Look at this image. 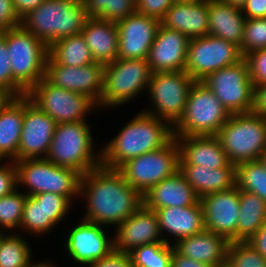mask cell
I'll return each instance as SVG.
<instances>
[{"instance_id": "cell-34", "label": "cell", "mask_w": 266, "mask_h": 267, "mask_svg": "<svg viewBox=\"0 0 266 267\" xmlns=\"http://www.w3.org/2000/svg\"><path fill=\"white\" fill-rule=\"evenodd\" d=\"M235 185L266 201V167L259 160L239 163L235 166Z\"/></svg>"}, {"instance_id": "cell-57", "label": "cell", "mask_w": 266, "mask_h": 267, "mask_svg": "<svg viewBox=\"0 0 266 267\" xmlns=\"http://www.w3.org/2000/svg\"><path fill=\"white\" fill-rule=\"evenodd\" d=\"M174 3H191V2H197L200 0H173Z\"/></svg>"}, {"instance_id": "cell-37", "label": "cell", "mask_w": 266, "mask_h": 267, "mask_svg": "<svg viewBox=\"0 0 266 267\" xmlns=\"http://www.w3.org/2000/svg\"><path fill=\"white\" fill-rule=\"evenodd\" d=\"M55 226L56 224L53 221H45L42 200H35L32 196H27L22 212L20 230L41 237V235L51 232L52 229L56 228Z\"/></svg>"}, {"instance_id": "cell-40", "label": "cell", "mask_w": 266, "mask_h": 267, "mask_svg": "<svg viewBox=\"0 0 266 267\" xmlns=\"http://www.w3.org/2000/svg\"><path fill=\"white\" fill-rule=\"evenodd\" d=\"M227 258L234 267H266V258L249 241L230 242Z\"/></svg>"}, {"instance_id": "cell-59", "label": "cell", "mask_w": 266, "mask_h": 267, "mask_svg": "<svg viewBox=\"0 0 266 267\" xmlns=\"http://www.w3.org/2000/svg\"><path fill=\"white\" fill-rule=\"evenodd\" d=\"M4 234L3 230L0 229V237Z\"/></svg>"}, {"instance_id": "cell-32", "label": "cell", "mask_w": 266, "mask_h": 267, "mask_svg": "<svg viewBox=\"0 0 266 267\" xmlns=\"http://www.w3.org/2000/svg\"><path fill=\"white\" fill-rule=\"evenodd\" d=\"M49 56L57 64L71 67L86 66L95 62L81 33L61 38L51 44Z\"/></svg>"}, {"instance_id": "cell-38", "label": "cell", "mask_w": 266, "mask_h": 267, "mask_svg": "<svg viewBox=\"0 0 266 267\" xmlns=\"http://www.w3.org/2000/svg\"><path fill=\"white\" fill-rule=\"evenodd\" d=\"M18 190L0 198V229L4 228L3 231L20 229L27 195Z\"/></svg>"}, {"instance_id": "cell-5", "label": "cell", "mask_w": 266, "mask_h": 267, "mask_svg": "<svg viewBox=\"0 0 266 267\" xmlns=\"http://www.w3.org/2000/svg\"><path fill=\"white\" fill-rule=\"evenodd\" d=\"M231 114L201 81L189 90L185 110L173 126L174 137L217 136Z\"/></svg>"}, {"instance_id": "cell-19", "label": "cell", "mask_w": 266, "mask_h": 267, "mask_svg": "<svg viewBox=\"0 0 266 267\" xmlns=\"http://www.w3.org/2000/svg\"><path fill=\"white\" fill-rule=\"evenodd\" d=\"M114 250L129 254L143 245L165 242L172 245L168 235L162 237L157 214L154 210L142 206L115 228Z\"/></svg>"}, {"instance_id": "cell-15", "label": "cell", "mask_w": 266, "mask_h": 267, "mask_svg": "<svg viewBox=\"0 0 266 267\" xmlns=\"http://www.w3.org/2000/svg\"><path fill=\"white\" fill-rule=\"evenodd\" d=\"M105 64L94 62L86 66L71 67L57 64L48 56L44 78L52 85L87 95L100 109L104 87Z\"/></svg>"}, {"instance_id": "cell-20", "label": "cell", "mask_w": 266, "mask_h": 267, "mask_svg": "<svg viewBox=\"0 0 266 267\" xmlns=\"http://www.w3.org/2000/svg\"><path fill=\"white\" fill-rule=\"evenodd\" d=\"M116 24L118 59H147L161 21L135 12Z\"/></svg>"}, {"instance_id": "cell-22", "label": "cell", "mask_w": 266, "mask_h": 267, "mask_svg": "<svg viewBox=\"0 0 266 267\" xmlns=\"http://www.w3.org/2000/svg\"><path fill=\"white\" fill-rule=\"evenodd\" d=\"M175 139L180 151L179 165L218 169L230 163L217 136H181Z\"/></svg>"}, {"instance_id": "cell-23", "label": "cell", "mask_w": 266, "mask_h": 267, "mask_svg": "<svg viewBox=\"0 0 266 267\" xmlns=\"http://www.w3.org/2000/svg\"><path fill=\"white\" fill-rule=\"evenodd\" d=\"M200 199L178 170L151 187L143 195V205L151 210L168 207H186L195 205Z\"/></svg>"}, {"instance_id": "cell-47", "label": "cell", "mask_w": 266, "mask_h": 267, "mask_svg": "<svg viewBox=\"0 0 266 267\" xmlns=\"http://www.w3.org/2000/svg\"><path fill=\"white\" fill-rule=\"evenodd\" d=\"M88 267H134L130 256L113 250L104 259L98 260Z\"/></svg>"}, {"instance_id": "cell-35", "label": "cell", "mask_w": 266, "mask_h": 267, "mask_svg": "<svg viewBox=\"0 0 266 267\" xmlns=\"http://www.w3.org/2000/svg\"><path fill=\"white\" fill-rule=\"evenodd\" d=\"M86 15L117 23L136 12L134 0H82Z\"/></svg>"}, {"instance_id": "cell-4", "label": "cell", "mask_w": 266, "mask_h": 267, "mask_svg": "<svg viewBox=\"0 0 266 267\" xmlns=\"http://www.w3.org/2000/svg\"><path fill=\"white\" fill-rule=\"evenodd\" d=\"M88 122L57 124L45 159L57 166L76 170L81 176L101 166V149L94 151Z\"/></svg>"}, {"instance_id": "cell-49", "label": "cell", "mask_w": 266, "mask_h": 267, "mask_svg": "<svg viewBox=\"0 0 266 267\" xmlns=\"http://www.w3.org/2000/svg\"><path fill=\"white\" fill-rule=\"evenodd\" d=\"M171 267H214L204 262H199L194 259H190L180 254L172 245V259Z\"/></svg>"}, {"instance_id": "cell-7", "label": "cell", "mask_w": 266, "mask_h": 267, "mask_svg": "<svg viewBox=\"0 0 266 267\" xmlns=\"http://www.w3.org/2000/svg\"><path fill=\"white\" fill-rule=\"evenodd\" d=\"M14 162L18 186L28 190L24 192L27 196L51 192L66 196L71 202L79 198L81 175L76 170L57 166L45 158Z\"/></svg>"}, {"instance_id": "cell-21", "label": "cell", "mask_w": 266, "mask_h": 267, "mask_svg": "<svg viewBox=\"0 0 266 267\" xmlns=\"http://www.w3.org/2000/svg\"><path fill=\"white\" fill-rule=\"evenodd\" d=\"M190 39L160 25L147 57L152 73L183 71Z\"/></svg>"}, {"instance_id": "cell-26", "label": "cell", "mask_w": 266, "mask_h": 267, "mask_svg": "<svg viewBox=\"0 0 266 267\" xmlns=\"http://www.w3.org/2000/svg\"><path fill=\"white\" fill-rule=\"evenodd\" d=\"M208 18V34L235 44L241 51L246 20L242 9L222 0H208Z\"/></svg>"}, {"instance_id": "cell-13", "label": "cell", "mask_w": 266, "mask_h": 267, "mask_svg": "<svg viewBox=\"0 0 266 267\" xmlns=\"http://www.w3.org/2000/svg\"><path fill=\"white\" fill-rule=\"evenodd\" d=\"M41 111L57 124L88 122L87 113L98 105L87 95L69 91L41 79L26 95Z\"/></svg>"}, {"instance_id": "cell-28", "label": "cell", "mask_w": 266, "mask_h": 267, "mask_svg": "<svg viewBox=\"0 0 266 267\" xmlns=\"http://www.w3.org/2000/svg\"><path fill=\"white\" fill-rule=\"evenodd\" d=\"M230 242L223 236L204 230L183 238L173 246L182 255L215 266L227 259Z\"/></svg>"}, {"instance_id": "cell-18", "label": "cell", "mask_w": 266, "mask_h": 267, "mask_svg": "<svg viewBox=\"0 0 266 267\" xmlns=\"http://www.w3.org/2000/svg\"><path fill=\"white\" fill-rule=\"evenodd\" d=\"M203 207L204 228L225 237L229 242H237L239 217V189L211 193L200 199Z\"/></svg>"}, {"instance_id": "cell-46", "label": "cell", "mask_w": 266, "mask_h": 267, "mask_svg": "<svg viewBox=\"0 0 266 267\" xmlns=\"http://www.w3.org/2000/svg\"><path fill=\"white\" fill-rule=\"evenodd\" d=\"M22 19L18 16L12 0H0V32L18 27Z\"/></svg>"}, {"instance_id": "cell-50", "label": "cell", "mask_w": 266, "mask_h": 267, "mask_svg": "<svg viewBox=\"0 0 266 267\" xmlns=\"http://www.w3.org/2000/svg\"><path fill=\"white\" fill-rule=\"evenodd\" d=\"M253 112L266 118V83L255 86Z\"/></svg>"}, {"instance_id": "cell-8", "label": "cell", "mask_w": 266, "mask_h": 267, "mask_svg": "<svg viewBox=\"0 0 266 267\" xmlns=\"http://www.w3.org/2000/svg\"><path fill=\"white\" fill-rule=\"evenodd\" d=\"M6 42L12 76L28 93L44 78L49 46L21 25L6 31Z\"/></svg>"}, {"instance_id": "cell-56", "label": "cell", "mask_w": 266, "mask_h": 267, "mask_svg": "<svg viewBox=\"0 0 266 267\" xmlns=\"http://www.w3.org/2000/svg\"><path fill=\"white\" fill-rule=\"evenodd\" d=\"M214 267H234L233 264L229 261V259H225L224 261L216 264Z\"/></svg>"}, {"instance_id": "cell-27", "label": "cell", "mask_w": 266, "mask_h": 267, "mask_svg": "<svg viewBox=\"0 0 266 267\" xmlns=\"http://www.w3.org/2000/svg\"><path fill=\"white\" fill-rule=\"evenodd\" d=\"M81 34L95 62L108 64L118 58V27L95 17H88Z\"/></svg>"}, {"instance_id": "cell-17", "label": "cell", "mask_w": 266, "mask_h": 267, "mask_svg": "<svg viewBox=\"0 0 266 267\" xmlns=\"http://www.w3.org/2000/svg\"><path fill=\"white\" fill-rule=\"evenodd\" d=\"M57 123L24 96V118L18 160L45 158Z\"/></svg>"}, {"instance_id": "cell-14", "label": "cell", "mask_w": 266, "mask_h": 267, "mask_svg": "<svg viewBox=\"0 0 266 267\" xmlns=\"http://www.w3.org/2000/svg\"><path fill=\"white\" fill-rule=\"evenodd\" d=\"M243 58L238 46L208 34L190 39L185 71L195 81H202L210 73L236 64Z\"/></svg>"}, {"instance_id": "cell-31", "label": "cell", "mask_w": 266, "mask_h": 267, "mask_svg": "<svg viewBox=\"0 0 266 267\" xmlns=\"http://www.w3.org/2000/svg\"><path fill=\"white\" fill-rule=\"evenodd\" d=\"M237 242H247L266 222V201L259 196L239 190Z\"/></svg>"}, {"instance_id": "cell-54", "label": "cell", "mask_w": 266, "mask_h": 267, "mask_svg": "<svg viewBox=\"0 0 266 267\" xmlns=\"http://www.w3.org/2000/svg\"><path fill=\"white\" fill-rule=\"evenodd\" d=\"M222 1H224L227 4H231L233 6L241 8L246 3L247 0H222Z\"/></svg>"}, {"instance_id": "cell-9", "label": "cell", "mask_w": 266, "mask_h": 267, "mask_svg": "<svg viewBox=\"0 0 266 267\" xmlns=\"http://www.w3.org/2000/svg\"><path fill=\"white\" fill-rule=\"evenodd\" d=\"M151 75L147 59L117 58L106 64L100 107L114 108L135 99L148 89Z\"/></svg>"}, {"instance_id": "cell-3", "label": "cell", "mask_w": 266, "mask_h": 267, "mask_svg": "<svg viewBox=\"0 0 266 267\" xmlns=\"http://www.w3.org/2000/svg\"><path fill=\"white\" fill-rule=\"evenodd\" d=\"M87 18L82 1L46 0L22 18L21 26L50 46L80 34Z\"/></svg>"}, {"instance_id": "cell-42", "label": "cell", "mask_w": 266, "mask_h": 267, "mask_svg": "<svg viewBox=\"0 0 266 267\" xmlns=\"http://www.w3.org/2000/svg\"><path fill=\"white\" fill-rule=\"evenodd\" d=\"M35 200H42L43 210L45 211V221H53L59 224L72 208V202L63 195L45 192L32 195Z\"/></svg>"}, {"instance_id": "cell-6", "label": "cell", "mask_w": 266, "mask_h": 267, "mask_svg": "<svg viewBox=\"0 0 266 267\" xmlns=\"http://www.w3.org/2000/svg\"><path fill=\"white\" fill-rule=\"evenodd\" d=\"M217 137L235 166L259 160L266 150V118L252 112L231 114Z\"/></svg>"}, {"instance_id": "cell-48", "label": "cell", "mask_w": 266, "mask_h": 267, "mask_svg": "<svg viewBox=\"0 0 266 267\" xmlns=\"http://www.w3.org/2000/svg\"><path fill=\"white\" fill-rule=\"evenodd\" d=\"M241 9L246 19L266 18V0H247Z\"/></svg>"}, {"instance_id": "cell-10", "label": "cell", "mask_w": 266, "mask_h": 267, "mask_svg": "<svg viewBox=\"0 0 266 267\" xmlns=\"http://www.w3.org/2000/svg\"><path fill=\"white\" fill-rule=\"evenodd\" d=\"M179 159V145L173 137L165 146L129 159L117 170L143 196L151 187L179 170Z\"/></svg>"}, {"instance_id": "cell-11", "label": "cell", "mask_w": 266, "mask_h": 267, "mask_svg": "<svg viewBox=\"0 0 266 267\" xmlns=\"http://www.w3.org/2000/svg\"><path fill=\"white\" fill-rule=\"evenodd\" d=\"M194 83L195 80L185 70L152 73L147 93L153 106L141 111L173 127L184 113L187 96Z\"/></svg>"}, {"instance_id": "cell-43", "label": "cell", "mask_w": 266, "mask_h": 267, "mask_svg": "<svg viewBox=\"0 0 266 267\" xmlns=\"http://www.w3.org/2000/svg\"><path fill=\"white\" fill-rule=\"evenodd\" d=\"M249 65L254 86L266 83V49L257 50L244 57Z\"/></svg>"}, {"instance_id": "cell-58", "label": "cell", "mask_w": 266, "mask_h": 267, "mask_svg": "<svg viewBox=\"0 0 266 267\" xmlns=\"http://www.w3.org/2000/svg\"><path fill=\"white\" fill-rule=\"evenodd\" d=\"M260 160L263 162V164L266 167V150L262 153Z\"/></svg>"}, {"instance_id": "cell-53", "label": "cell", "mask_w": 266, "mask_h": 267, "mask_svg": "<svg viewBox=\"0 0 266 267\" xmlns=\"http://www.w3.org/2000/svg\"><path fill=\"white\" fill-rule=\"evenodd\" d=\"M6 91L0 89V109L5 105V103L11 98Z\"/></svg>"}, {"instance_id": "cell-30", "label": "cell", "mask_w": 266, "mask_h": 267, "mask_svg": "<svg viewBox=\"0 0 266 267\" xmlns=\"http://www.w3.org/2000/svg\"><path fill=\"white\" fill-rule=\"evenodd\" d=\"M24 118V96L11 97L0 109V161L18 160Z\"/></svg>"}, {"instance_id": "cell-55", "label": "cell", "mask_w": 266, "mask_h": 267, "mask_svg": "<svg viewBox=\"0 0 266 267\" xmlns=\"http://www.w3.org/2000/svg\"><path fill=\"white\" fill-rule=\"evenodd\" d=\"M32 267H56L55 264H52L51 262L42 261L39 263H35Z\"/></svg>"}, {"instance_id": "cell-51", "label": "cell", "mask_w": 266, "mask_h": 267, "mask_svg": "<svg viewBox=\"0 0 266 267\" xmlns=\"http://www.w3.org/2000/svg\"><path fill=\"white\" fill-rule=\"evenodd\" d=\"M18 16L22 19L46 0H12Z\"/></svg>"}, {"instance_id": "cell-52", "label": "cell", "mask_w": 266, "mask_h": 267, "mask_svg": "<svg viewBox=\"0 0 266 267\" xmlns=\"http://www.w3.org/2000/svg\"><path fill=\"white\" fill-rule=\"evenodd\" d=\"M249 242L266 258V222L259 228Z\"/></svg>"}, {"instance_id": "cell-16", "label": "cell", "mask_w": 266, "mask_h": 267, "mask_svg": "<svg viewBox=\"0 0 266 267\" xmlns=\"http://www.w3.org/2000/svg\"><path fill=\"white\" fill-rule=\"evenodd\" d=\"M102 226L82 218L67 233V255L85 267L108 256L114 250V236L109 237Z\"/></svg>"}, {"instance_id": "cell-44", "label": "cell", "mask_w": 266, "mask_h": 267, "mask_svg": "<svg viewBox=\"0 0 266 267\" xmlns=\"http://www.w3.org/2000/svg\"><path fill=\"white\" fill-rule=\"evenodd\" d=\"M17 188V167L14 161L8 160L0 164V198L13 193Z\"/></svg>"}, {"instance_id": "cell-33", "label": "cell", "mask_w": 266, "mask_h": 267, "mask_svg": "<svg viewBox=\"0 0 266 267\" xmlns=\"http://www.w3.org/2000/svg\"><path fill=\"white\" fill-rule=\"evenodd\" d=\"M4 233L0 237V267H32V249L22 234Z\"/></svg>"}, {"instance_id": "cell-36", "label": "cell", "mask_w": 266, "mask_h": 267, "mask_svg": "<svg viewBox=\"0 0 266 267\" xmlns=\"http://www.w3.org/2000/svg\"><path fill=\"white\" fill-rule=\"evenodd\" d=\"M128 255L134 267H171L172 245L165 242L143 245Z\"/></svg>"}, {"instance_id": "cell-29", "label": "cell", "mask_w": 266, "mask_h": 267, "mask_svg": "<svg viewBox=\"0 0 266 267\" xmlns=\"http://www.w3.org/2000/svg\"><path fill=\"white\" fill-rule=\"evenodd\" d=\"M179 171L193 187L199 199L235 186V165L232 163L218 169H210L202 165H179Z\"/></svg>"}, {"instance_id": "cell-45", "label": "cell", "mask_w": 266, "mask_h": 267, "mask_svg": "<svg viewBox=\"0 0 266 267\" xmlns=\"http://www.w3.org/2000/svg\"><path fill=\"white\" fill-rule=\"evenodd\" d=\"M173 3V0H139L136 3V12L161 21Z\"/></svg>"}, {"instance_id": "cell-12", "label": "cell", "mask_w": 266, "mask_h": 267, "mask_svg": "<svg viewBox=\"0 0 266 267\" xmlns=\"http://www.w3.org/2000/svg\"><path fill=\"white\" fill-rule=\"evenodd\" d=\"M201 82L214 93L230 114L253 111L255 86L245 58L210 73Z\"/></svg>"}, {"instance_id": "cell-39", "label": "cell", "mask_w": 266, "mask_h": 267, "mask_svg": "<svg viewBox=\"0 0 266 267\" xmlns=\"http://www.w3.org/2000/svg\"><path fill=\"white\" fill-rule=\"evenodd\" d=\"M263 49H266V18L246 19L241 43L242 56Z\"/></svg>"}, {"instance_id": "cell-41", "label": "cell", "mask_w": 266, "mask_h": 267, "mask_svg": "<svg viewBox=\"0 0 266 267\" xmlns=\"http://www.w3.org/2000/svg\"><path fill=\"white\" fill-rule=\"evenodd\" d=\"M8 54L6 31L0 32V89L12 97L26 96L27 93L15 82L12 76L11 61Z\"/></svg>"}, {"instance_id": "cell-24", "label": "cell", "mask_w": 266, "mask_h": 267, "mask_svg": "<svg viewBox=\"0 0 266 267\" xmlns=\"http://www.w3.org/2000/svg\"><path fill=\"white\" fill-rule=\"evenodd\" d=\"M208 19V0L173 3L161 20V25L193 39L208 35Z\"/></svg>"}, {"instance_id": "cell-25", "label": "cell", "mask_w": 266, "mask_h": 267, "mask_svg": "<svg viewBox=\"0 0 266 267\" xmlns=\"http://www.w3.org/2000/svg\"><path fill=\"white\" fill-rule=\"evenodd\" d=\"M158 218L159 230L173 236L176 241L199 234L205 230L203 207L200 200L192 206L168 207L155 210Z\"/></svg>"}, {"instance_id": "cell-2", "label": "cell", "mask_w": 266, "mask_h": 267, "mask_svg": "<svg viewBox=\"0 0 266 267\" xmlns=\"http://www.w3.org/2000/svg\"><path fill=\"white\" fill-rule=\"evenodd\" d=\"M136 114L101 148L102 167L118 169L127 160L157 150L174 137L168 122L143 111Z\"/></svg>"}, {"instance_id": "cell-1", "label": "cell", "mask_w": 266, "mask_h": 267, "mask_svg": "<svg viewBox=\"0 0 266 267\" xmlns=\"http://www.w3.org/2000/svg\"><path fill=\"white\" fill-rule=\"evenodd\" d=\"M79 195L87 203L83 218L104 228L107 225L116 228L143 204V196L117 169L102 166L81 176Z\"/></svg>"}]
</instances>
